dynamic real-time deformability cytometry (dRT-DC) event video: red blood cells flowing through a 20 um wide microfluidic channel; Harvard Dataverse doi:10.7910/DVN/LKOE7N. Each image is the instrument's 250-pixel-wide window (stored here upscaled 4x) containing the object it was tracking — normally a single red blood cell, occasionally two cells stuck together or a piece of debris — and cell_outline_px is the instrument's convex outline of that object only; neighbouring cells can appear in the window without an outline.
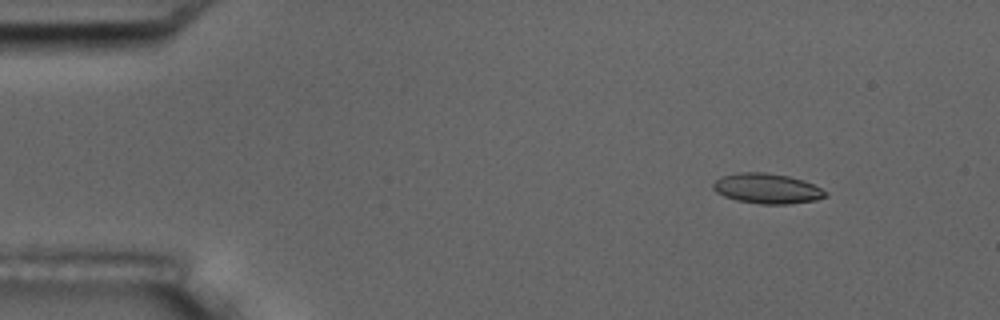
{"species": "common noctule bat (a hibernating species)", "species_latin": "Nyctalus noctula", "temperature_condition": "room temperature", "stored_images_in_passage": 4, "camera_frame_rate_fps": 3000, "um_per_image_px": 0.085, "animal": {"sex": "male", "body_mass_g": 17.5, "forearm_length_mm": 52.3}, "frame": {"image": 1, "passage_image": 2, "time_ms": 1.333, "image_size_px": [1000, 320], "cell_outline_px": [[828, 196], [816, 200], [788, 204], [760, 204], [736, 200], [724, 196], [716, 192], [712, 188], [712, 184], [720, 176], [736, 172], [764, 172], [788, 176], [804, 180], [828, 192]], "centroid_in_image_um": [65.18, 16.02], "position_along_channel_um": 19.8, "area_um2": 19.88}}